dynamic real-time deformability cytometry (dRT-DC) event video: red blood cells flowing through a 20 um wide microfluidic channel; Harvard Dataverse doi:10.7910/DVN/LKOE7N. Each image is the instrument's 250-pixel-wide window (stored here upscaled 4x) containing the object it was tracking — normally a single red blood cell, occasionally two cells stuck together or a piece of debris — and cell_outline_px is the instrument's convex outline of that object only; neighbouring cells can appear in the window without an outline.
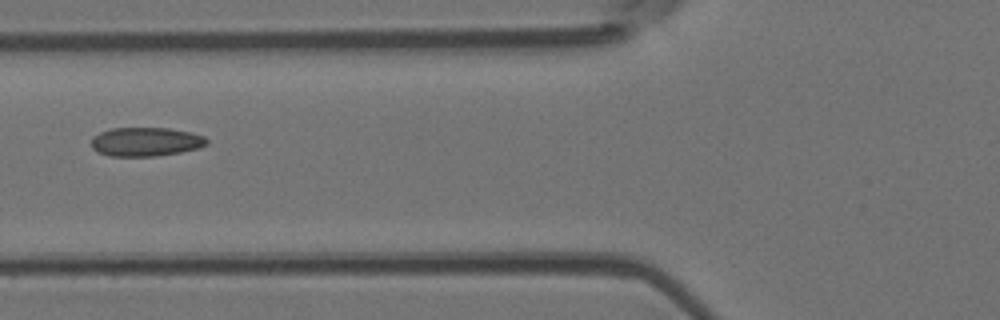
{"species": "Egyptian fruit bat (a non-hibernating species)", "species_latin": "Rousettus aegyptiacus", "temperature_condition": "room temperature", "stored_images_in_passage": 7, "camera_frame_rate_fps": 3000, "um_per_image_px": 0.085, "animal": {"sex": "female"}, "frame": {"image": 1, "passage_image": 6, "time_ms": 6.0, "image_size_px": [1000, 320], "cell_outline_px": [[208, 144], [196, 148], [180, 152], [156, 156], [108, 156], [96, 152], [92, 148], [92, 136], [100, 132], [112, 128], [168, 128], [192, 132], [204, 136], [208, 140]], "centroid_in_image_um": [12.37, 12.05], "position_along_channel_um": 113.4, "area_um2": 19.54}}
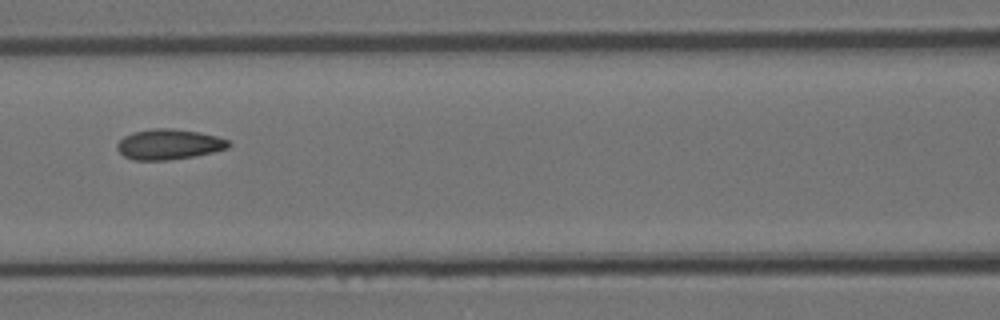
{"frame": {"image": 2, "passage_image": 7, "time_ms": 7.0, "image_size_px": [1000, 320], "cell_outline_px": [[232, 144], [228, 148], [212, 152], [192, 156], [168, 160], [132, 160], [124, 156], [116, 148], [116, 144], [124, 136], [132, 132], [152, 128], [172, 128], [200, 132], [216, 136], [228, 140]], "centroid_in_image_um": [14.33, 12.26], "position_along_channel_um": 152.3, "area_um2": 19.77}}